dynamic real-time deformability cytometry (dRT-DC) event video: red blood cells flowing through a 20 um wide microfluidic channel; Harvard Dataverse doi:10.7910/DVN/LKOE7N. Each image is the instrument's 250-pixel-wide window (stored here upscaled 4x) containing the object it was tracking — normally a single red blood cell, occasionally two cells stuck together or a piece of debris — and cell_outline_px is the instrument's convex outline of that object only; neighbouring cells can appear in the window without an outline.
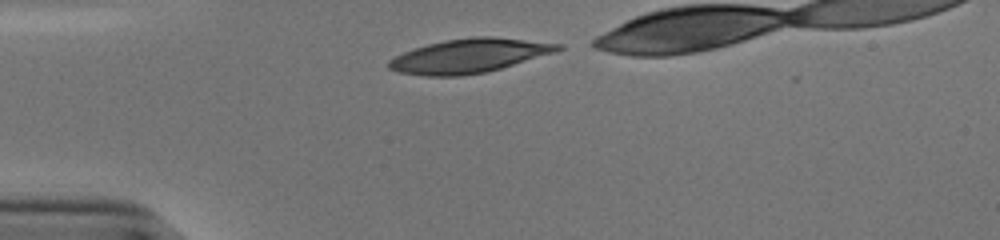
{"species": "human", "species_latin": "Homo sapiens", "temperature_condition": "cold", "stored_images_in_passage": 30, "camera_frame_rate_fps": 3000, "um_per_image_px": 0.085, "donor": {"sex": "male"}, "frame": {"image": 1, "passage_image": 1, "time_ms": 0.0, "image_size_px": [1000, 240], "cell_outline_px": [[564, 48], [556, 52], [488, 72], [460, 76], [424, 76], [400, 72], [388, 68], [388, 60], [404, 52], [428, 44], [444, 40], [472, 36], [492, 36], [564, 44]], "centroid_in_image_um": [39.92, 4.74], "position_along_channel_um": 45.1, "area_um2": 33.64}}
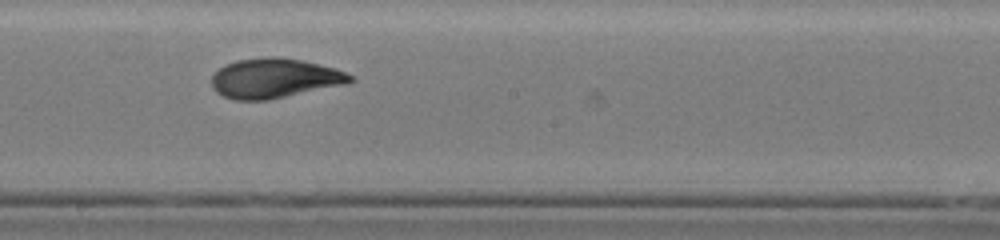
{"frame": {"image": 2, "passage_image": 17, "time_ms": 5.333, "image_size_px": [1000, 240], "cell_outline_px": [[356, 80], [348, 84], [268, 100], [236, 100], [224, 96], [216, 92], [212, 88], [212, 76], [224, 64], [236, 60], [268, 56], [276, 56], [300, 60], [336, 68], [352, 76]], "centroid_in_image_um": [23.35, 6.65], "position_along_channel_um": 224.9, "area_um2": 32.19}}
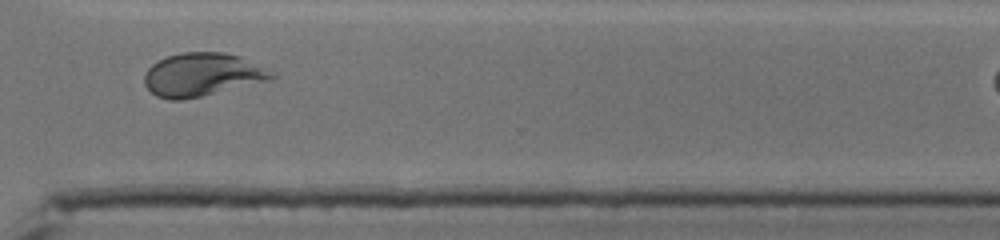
{"frame": {"image": 3, "passage_image": 27, "time_ms": 8.667, "image_size_px": [1000, 240], "cell_outline_px": [[276, 76], [268, 80], [200, 96], [180, 100], [168, 100], [156, 96], [144, 84], [144, 76], [148, 68], [152, 64], [168, 56], [180, 52], [224, 52], [240, 56], [276, 72]], "centroid_in_image_um": [17.18, 6.33], "position_along_channel_um": 353.4, "area_um2": 31.85}, "authors_computed_cell_mechanics": {"area_um2": 32.1946, "velocity_mm_per_s": 3.8391, "shape_relaxation_time_tau1_ms": 5.175, "shape_relaxation_time_tau2_ms": 1.5208, "deformation_change_tau1": 0.1974, "deformation_change_tau2": 0.0669}}